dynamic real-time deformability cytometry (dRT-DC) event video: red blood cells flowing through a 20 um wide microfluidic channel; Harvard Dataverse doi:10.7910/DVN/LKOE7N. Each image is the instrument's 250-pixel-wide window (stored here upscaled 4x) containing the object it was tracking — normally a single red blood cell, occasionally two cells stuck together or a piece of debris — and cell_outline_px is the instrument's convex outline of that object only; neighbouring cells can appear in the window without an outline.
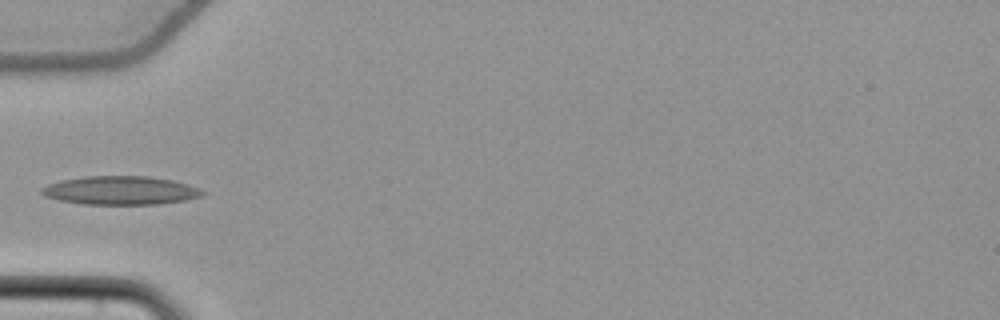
{"species": "common noctule bat (a hibernating species)", "species_latin": "Nyctalus noctula", "temperature_condition": "cold", "stored_images_in_passage": 37, "camera_frame_rate_fps": 3000, "um_per_image_px": 0.085, "animal": {"sex": "female", "body_mass_g": 22.7, "forearm_length_mm": 54.2}, "frame": {"image": 1, "passage_image": 1, "time_ms": 0.0, "image_size_px": [1000, 320], "cell_outline_px": [[208, 192], [200, 196], [184, 200], [156, 204], [84, 204], [60, 200], [44, 196], [40, 192], [40, 188], [48, 184], [60, 180], [84, 176], [148, 176], [172, 180], [188, 184], [200, 188]], "centroid_in_image_um": [10.23, 16.18], "position_along_channel_um": 74.8, "area_um2": 26.82}}
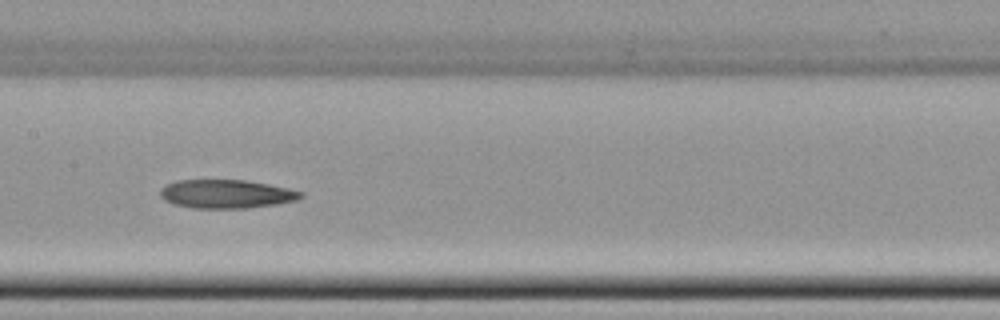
{"frame": {"image": 2, "passage_image": 10, "time_ms": 3.0, "image_size_px": [1000, 320], "cell_outline_px": [[304, 196], [296, 200], [276, 204], [244, 208], [192, 208], [176, 204], [164, 200], [160, 196], [160, 188], [164, 184], [176, 180], [248, 180], [288, 188], [304, 192]], "centroid_in_image_um": [19.22, 16.48], "position_along_channel_um": 188.2, "area_um2": 23.52}}
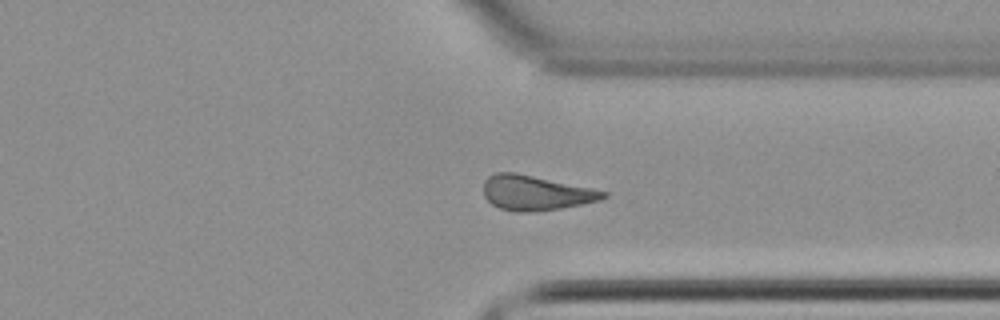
{"frame": {"image": 3, "passage_image": 24, "time_ms": 7.667, "image_size_px": [1000, 320], "cell_outline_px": [[608, 196], [600, 200], [560, 208], [536, 212], [512, 212], [500, 208], [492, 204], [484, 196], [484, 180], [488, 176], [496, 172], [516, 172], [592, 188], [608, 192]], "centroid_in_image_um": [45.51, 16.39], "position_along_channel_um": 365.9, "area_um2": 24.39}}